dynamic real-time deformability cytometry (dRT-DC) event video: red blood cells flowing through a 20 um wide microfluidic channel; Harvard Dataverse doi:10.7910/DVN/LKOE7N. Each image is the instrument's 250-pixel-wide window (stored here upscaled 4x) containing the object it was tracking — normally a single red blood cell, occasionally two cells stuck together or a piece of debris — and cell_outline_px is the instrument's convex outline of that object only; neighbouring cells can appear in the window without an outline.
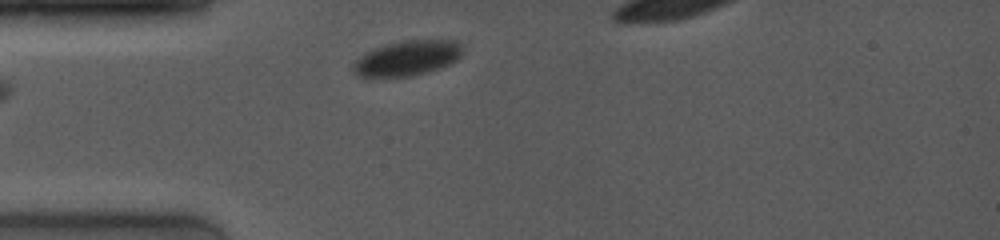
{"species": "common noctule bat (a hibernating species)", "species_latin": "Nyctalus noctula", "temperature_condition": "room temperature", "stored_images_in_passage": 7, "camera_frame_rate_fps": 4000, "um_per_image_px": 0.085, "animal": {"sex": "female", "body_mass_g": 19.0, "forearm_length_mm": 53.3}, "frame": {"image": 1, "passage_image": 1, "time_ms": 0.0, "image_size_px": [1000, 240], "cell_outline_px": [[464, 52], [456, 60], [440, 68], [412, 76], [364, 80], [356, 76], [352, 72], [352, 64], [360, 56], [376, 48], [388, 44], [408, 40], [456, 40], [464, 48]], "centroid_in_image_um": [34.55, 5.0], "position_along_channel_um": 50.4, "area_um2": 22.95}}